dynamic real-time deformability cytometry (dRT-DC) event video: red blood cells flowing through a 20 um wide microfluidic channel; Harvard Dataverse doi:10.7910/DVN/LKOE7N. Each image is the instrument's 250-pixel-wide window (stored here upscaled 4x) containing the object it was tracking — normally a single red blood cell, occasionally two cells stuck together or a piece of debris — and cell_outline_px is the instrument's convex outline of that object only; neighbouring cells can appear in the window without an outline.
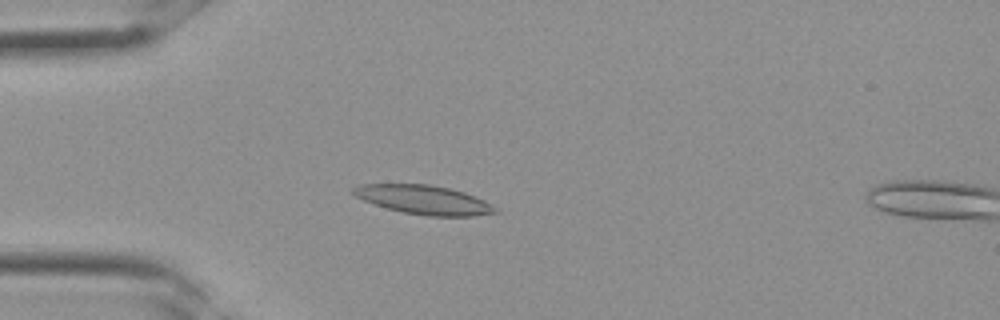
{"species": "Egyptian fruit bat (a non-hibernating species)", "species_latin": "Rousettus aegyptiacus", "temperature_condition": "room temperature", "stored_images_in_passage": 9, "camera_frame_rate_fps": 3000, "um_per_image_px": 0.085, "frame": {"image": 1, "passage_image": 8, "time_ms": 2.333, "image_size_px": [1000, 320], "cell_outline_px": [[500, 212], [472, 216], [428, 216], [404, 212], [388, 208], [364, 200], [356, 196], [352, 192], [352, 188], [360, 184], [428, 184], [448, 188], [464, 192], [484, 200], [492, 204]], "centroid_in_image_um": [36.06, 16.98], "position_along_channel_um": 48.9, "area_um2": 23.76}}